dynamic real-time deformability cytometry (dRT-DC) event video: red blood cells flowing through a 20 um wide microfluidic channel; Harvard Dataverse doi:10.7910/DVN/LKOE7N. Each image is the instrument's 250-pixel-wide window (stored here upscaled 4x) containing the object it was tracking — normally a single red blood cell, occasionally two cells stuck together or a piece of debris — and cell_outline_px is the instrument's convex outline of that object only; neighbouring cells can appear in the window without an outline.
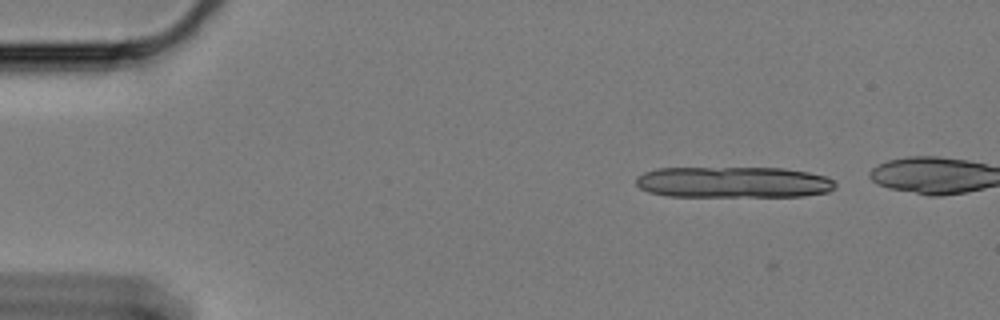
{"species": "Egyptian fruit bat (a non-hibernating species)", "species_latin": "Rousettus aegyptiacus", "temperature_condition": "cold", "stored_images_in_passage": 6, "camera_frame_rate_fps": 3000, "um_per_image_px": 0.085, "animal": {"sex": "female"}, "frame": {"image": 1, "passage_image": 5, "time_ms": 1.333, "image_size_px": [1000, 320], "cell_outline_px": [[836, 188], [828, 192], [804, 196], [668, 196], [648, 192], [640, 188], [636, 184], [636, 176], [644, 172], [656, 168], [784, 168], [808, 172], [824, 176], [832, 180], [836, 184]], "centroid_in_image_um": [62.32, 15.49], "position_along_channel_um": 22.7, "area_um2": 36.3}}